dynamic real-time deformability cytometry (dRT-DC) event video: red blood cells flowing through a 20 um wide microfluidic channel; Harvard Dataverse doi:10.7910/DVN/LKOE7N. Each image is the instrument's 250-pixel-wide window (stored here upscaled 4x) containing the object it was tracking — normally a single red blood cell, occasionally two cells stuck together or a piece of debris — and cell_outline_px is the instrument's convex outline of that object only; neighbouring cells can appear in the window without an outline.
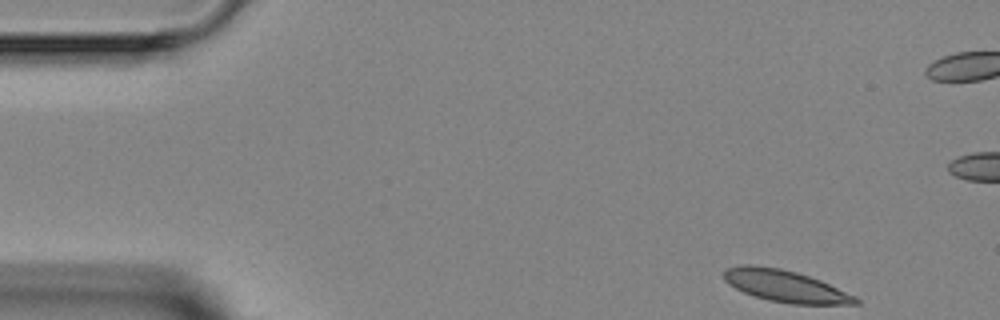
{"species": "Egyptian fruit bat (a non-hibernating species)", "species_latin": "Rousettus aegyptiacus", "temperature_condition": "room temperature", "stored_images_in_passage": 5, "camera_frame_rate_fps": 3000, "um_per_image_px": 0.085, "animal": {"sex": "female"}, "frame": {"image": 1, "passage_image": 1, "time_ms": 0.0, "image_size_px": [1000, 320], "cell_outline_px": [[860, 304], [792, 304], [768, 300], [744, 292], [728, 284], [724, 280], [724, 272], [728, 268], [740, 264], [752, 264], [780, 268], [796, 272], [820, 280], [856, 296], [860, 300]], "centroid_in_image_um": [66.75, 24.31], "position_along_channel_um": 18.2, "area_um2": 24.33}}
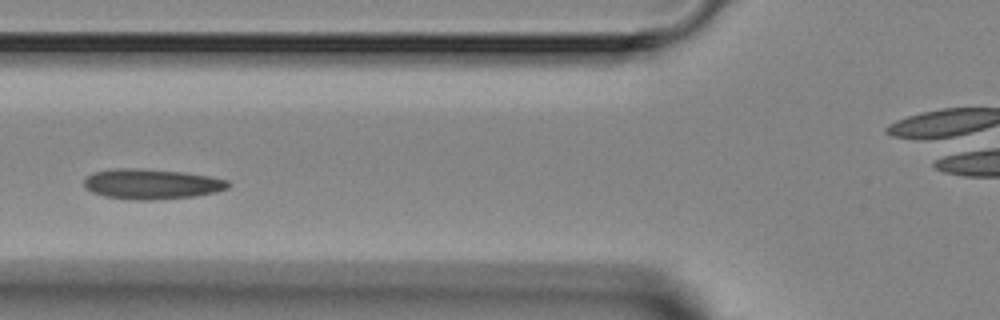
{"frame": {"image": 2, "passage_image": 5, "time_ms": 4.667, "image_size_px": [1000, 320], "cell_outline_px": [[232, 184], [228, 188], [216, 192], [196, 196], [152, 200], [132, 200], [104, 196], [92, 192], [84, 188], [84, 180], [92, 172], [112, 168], [140, 168], [184, 172], [208, 176], [228, 180]], "centroid_in_image_um": [12.88, 15.64], "position_along_channel_um": 112.9, "area_um2": 25.66}}